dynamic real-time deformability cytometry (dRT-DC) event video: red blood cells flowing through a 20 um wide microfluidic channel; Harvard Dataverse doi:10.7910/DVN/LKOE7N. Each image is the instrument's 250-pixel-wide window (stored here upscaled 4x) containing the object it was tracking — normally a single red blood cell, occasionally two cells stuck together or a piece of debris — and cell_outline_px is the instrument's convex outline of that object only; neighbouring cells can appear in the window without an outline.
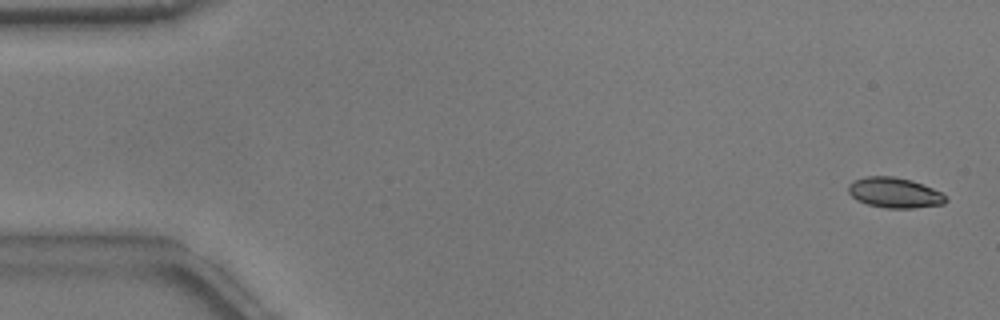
{"species": "common noctule bat (a hibernating species)", "species_latin": "Nyctalus noctula", "temperature_condition": "warm", "stored_images_in_passage": 53, "camera_frame_rate_fps": 3000, "um_per_image_px": 0.085, "animal": {"sex": "male", "body_mass_g": 17.9}, "frame": {"image": 1, "passage_image": 2, "time_ms": 0.333, "image_size_px": [1000, 320], "cell_outline_px": [[948, 200], [944, 204], [912, 208], [884, 208], [868, 204], [856, 200], [848, 192], [848, 184], [856, 180], [868, 176], [892, 176], [912, 180], [932, 188], [948, 196]], "centroid_in_image_um": [76.06, 16.39], "position_along_channel_um": 8.9, "area_um2": 17.22}}
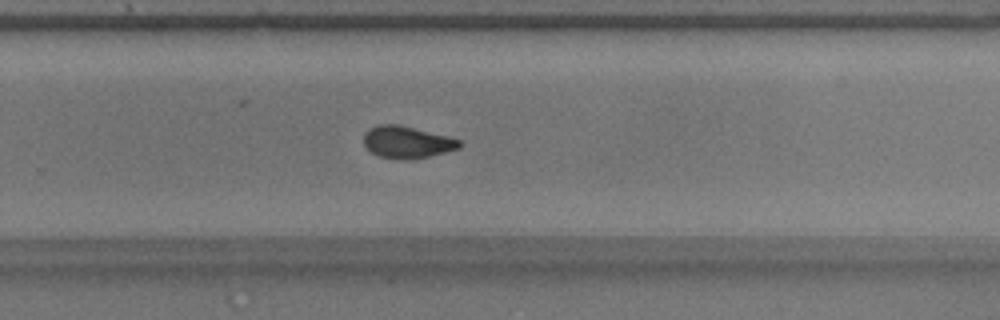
{"frame": {"image": 2, "passage_image": 35, "time_ms": 11.333, "image_size_px": [1000, 320], "cell_outline_px": [[460, 148], [428, 156], [408, 160], [400, 160], [380, 156], [372, 152], [364, 144], [364, 132], [368, 128], [376, 124], [396, 124], [448, 136], [460, 140]], "centroid_in_image_um": [34.56, 12.08], "position_along_channel_um": 295.2, "area_um2": 17.74}}
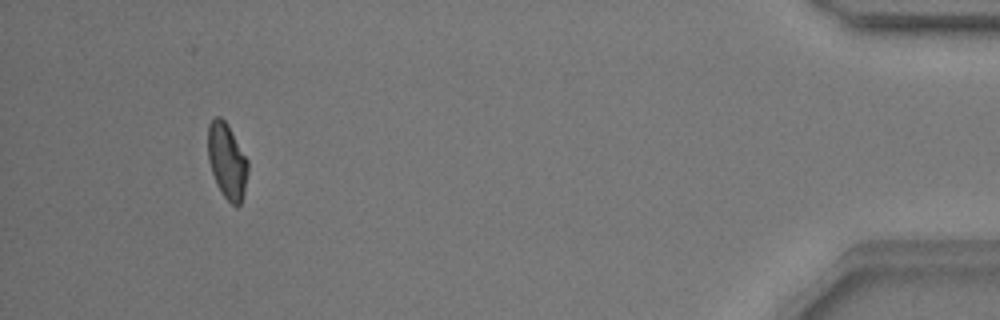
{"frame": {"image": 3, "passage_image": 50, "time_ms": 16.333, "image_size_px": [1000, 320], "cell_outline_px": [[248, 172], [244, 192], [240, 204], [236, 208], [224, 196], [216, 184], [208, 160], [208, 124], [216, 116], [220, 116], [228, 124], [248, 160]], "centroid_in_image_um": [19.3, 13.68], "position_along_channel_um": 415.9, "area_um2": 17.63}, "authors_computed_cell_mechanics": {"area_um2": 17.918, "velocity_mm_per_s": 3.7955, "shape_relaxation_time_tau1_ms": 5.3141, "shape_relaxation_time_tau2_ms": 1.2598, "deformation_change_tau1": 0.1408, "deformation_change_tau2": 0.0693}}